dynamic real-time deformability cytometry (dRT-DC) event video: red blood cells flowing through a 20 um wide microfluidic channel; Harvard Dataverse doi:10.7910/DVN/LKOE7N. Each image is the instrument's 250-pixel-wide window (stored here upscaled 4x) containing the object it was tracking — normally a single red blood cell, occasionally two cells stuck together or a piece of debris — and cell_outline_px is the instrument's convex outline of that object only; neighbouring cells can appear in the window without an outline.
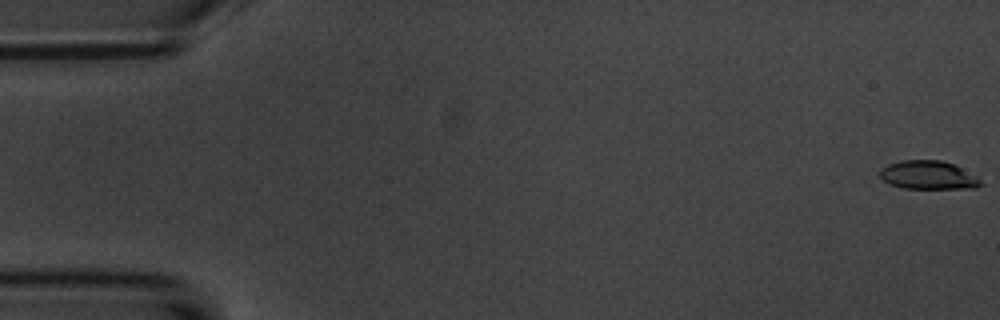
{"species": "common noctule bat (a hibernating species)", "species_latin": "Nyctalus noctula", "temperature_condition": "room temperature", "stored_images_in_passage": 15, "camera_frame_rate_fps": 3000, "um_per_image_px": 0.085, "animal": {"sex": "male", "body_mass_g": 20.1, "forearm_length_mm": 53.5}, "frame": {"image": 1, "passage_image": 1, "time_ms": 0.0, "image_size_px": [1000, 320], "cell_outline_px": [[984, 184], [976, 188], [904, 188], [892, 184], [884, 180], [880, 176], [880, 168], [888, 164], [904, 160], [940, 160], [956, 164], [976, 176]], "centroid_in_image_um": [78.94, 14.87], "position_along_channel_um": 6.1, "area_um2": 16.7}}
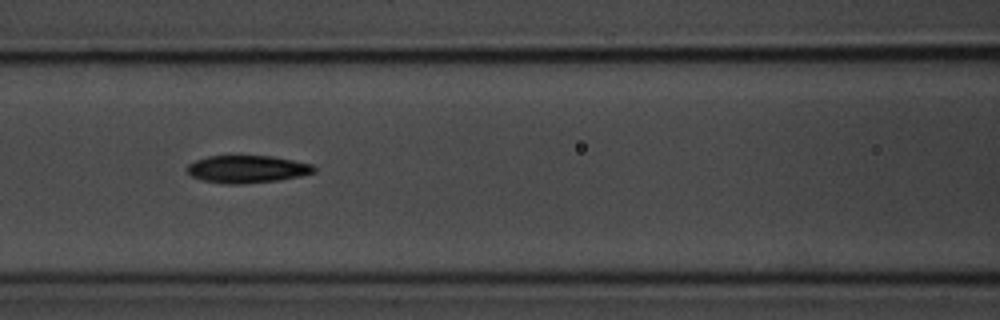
{"frame": {"image": 2, "passage_image": 7, "time_ms": 7.667, "image_size_px": [1000, 320], "cell_outline_px": [[316, 172], [300, 176], [280, 180], [244, 184], [228, 184], [200, 180], [192, 176], [188, 172], [188, 164], [196, 160], [208, 156], [272, 156], [312, 164], [316, 168]], "centroid_in_image_um": [21.02, 14.38], "position_along_channel_um": 145.6, "area_um2": 20.35}}
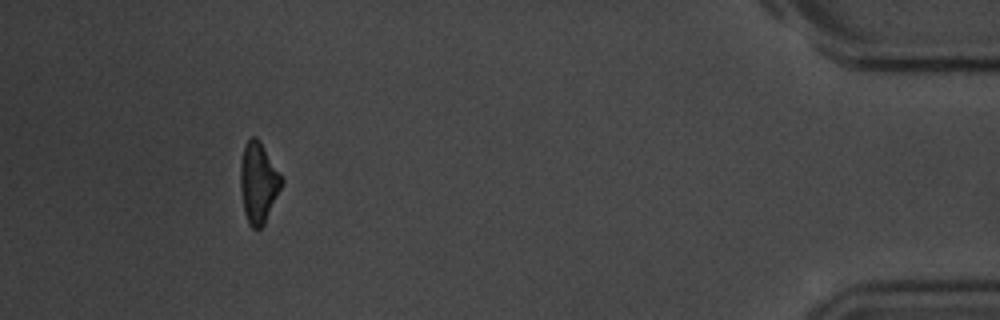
{"frame": {"image": 3, "passage_image": 14, "time_ms": 16.667, "image_size_px": [1000, 320], "cell_outline_px": [[284, 184], [264, 224], [260, 228], [252, 228], [248, 224], [244, 212], [240, 188], [240, 164], [244, 144], [252, 136], [256, 136], [260, 140], [284, 180]], "centroid_in_image_um": [21.96, 15.52], "position_along_channel_um": 413.2, "area_um2": 19.59}}